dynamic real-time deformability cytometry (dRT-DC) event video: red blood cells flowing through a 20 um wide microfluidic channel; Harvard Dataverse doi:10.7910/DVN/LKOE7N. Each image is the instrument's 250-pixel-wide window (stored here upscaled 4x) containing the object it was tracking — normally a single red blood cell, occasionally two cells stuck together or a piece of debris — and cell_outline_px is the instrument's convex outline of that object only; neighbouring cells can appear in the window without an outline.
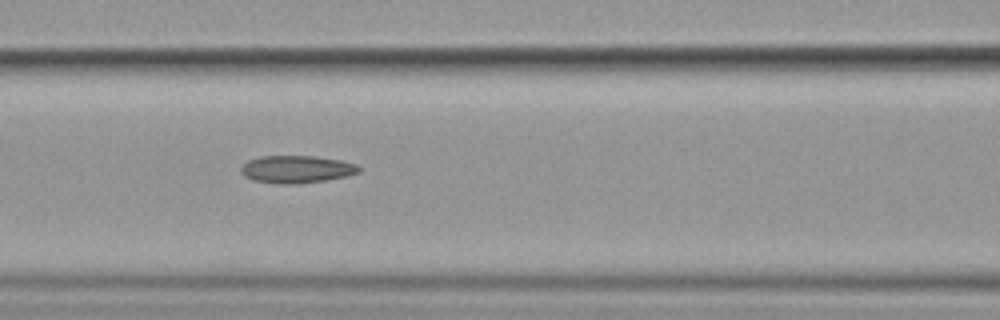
{"species": "common noctule bat (a hibernating species)", "species_latin": "Nyctalus noctula", "temperature_condition": "cold", "stored_images_in_passage": 10, "camera_frame_rate_fps": 3000, "um_per_image_px": 0.085, "animal": {"sex": "female", "body_mass_g": 19.9}, "frame": {"image": 1, "passage_image": 4, "time_ms": 3.667, "image_size_px": [1000, 320], "cell_outline_px": [[360, 172], [348, 176], [324, 180], [296, 184], [280, 184], [252, 180], [244, 176], [240, 172], [240, 168], [248, 160], [260, 156], [316, 156], [340, 160], [356, 164], [360, 168]], "centroid_in_image_um": [25.19, 14.39], "position_along_channel_um": 141.4, "area_um2": 18.96}}
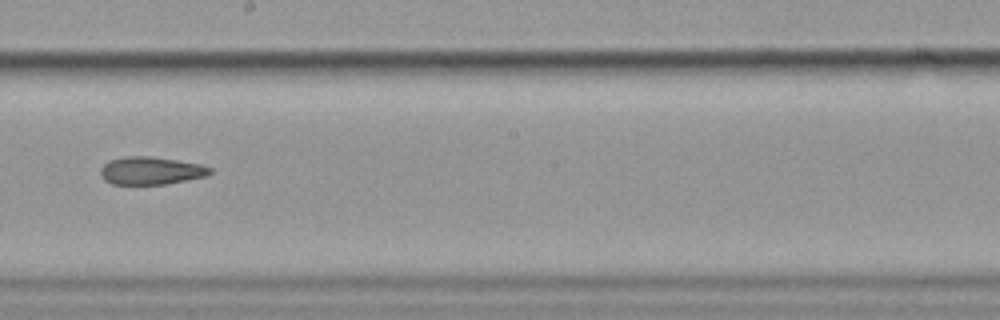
{"frame": {"image": 2, "passage_image": 6, "time_ms": 6.333, "image_size_px": [1000, 320], "cell_outline_px": [[212, 172], [208, 176], [164, 184], [112, 184], [104, 180], [100, 176], [100, 168], [108, 160], [128, 156], [148, 156], [176, 160], [200, 164], [212, 168]], "centroid_in_image_um": [12.81, 14.51], "position_along_channel_um": 235.4, "area_um2": 17.74}}
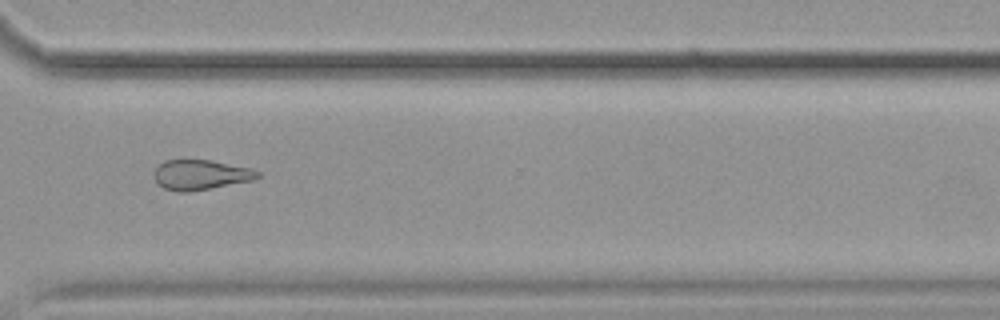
{"frame": {"image": 3, "passage_image": 9, "time_ms": 9.667, "image_size_px": [1000, 320], "cell_outline_px": [[260, 176], [252, 180], [188, 192], [176, 192], [164, 188], [156, 184], [152, 176], [152, 172], [164, 160], [212, 160], [252, 168], [260, 172]], "centroid_in_image_um": [17.0, 14.85], "position_along_channel_um": 353.6, "area_um2": 18.26}, "authors_computed_cell_mechanics": {"area_um2": 18.5249, "velocity_mm_per_s": 3.5511, "shape_relaxation_time_tau1_ms": 4.7046, "shape_relaxation_time_tau2_ms": 3.2664, "deformation_change_tau1": 0.1134, "deformation_change_tau2": 0.1099}}